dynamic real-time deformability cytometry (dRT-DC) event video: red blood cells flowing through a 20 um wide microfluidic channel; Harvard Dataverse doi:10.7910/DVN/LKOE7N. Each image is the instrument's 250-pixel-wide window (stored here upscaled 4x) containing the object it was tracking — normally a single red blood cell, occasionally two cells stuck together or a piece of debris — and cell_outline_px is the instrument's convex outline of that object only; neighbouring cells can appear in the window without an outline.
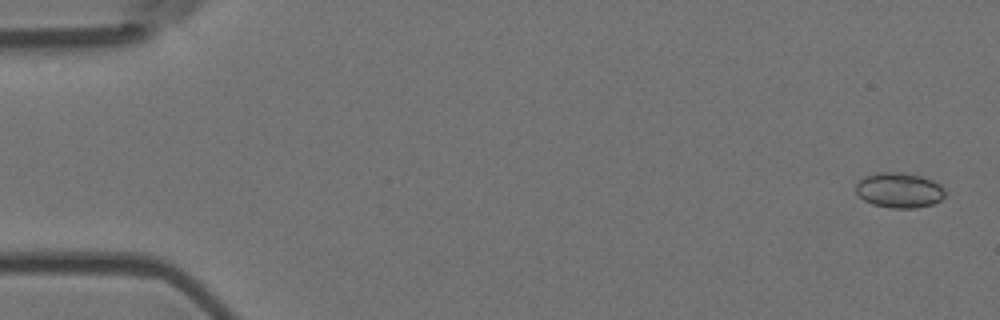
{"species": "Egyptian fruit bat (a non-hibernating species)", "species_latin": "Rousettus aegyptiacus", "temperature_condition": "room temperature", "stored_images_in_passage": 5, "camera_frame_rate_fps": 3000, "um_per_image_px": 0.085, "animal": {"sex": "female"}, "frame": {"image": 1, "passage_image": 1, "time_ms": 0.0, "image_size_px": [1000, 320], "cell_outline_px": [[944, 196], [940, 200], [932, 204], [916, 208], [892, 208], [872, 204], [864, 200], [856, 192], [856, 184], [864, 176], [880, 172], [904, 172], [920, 176], [932, 180], [940, 184], [944, 188]], "centroid_in_image_um": [76.43, 16.16], "position_along_channel_um": 8.6, "area_um2": 18.26}}
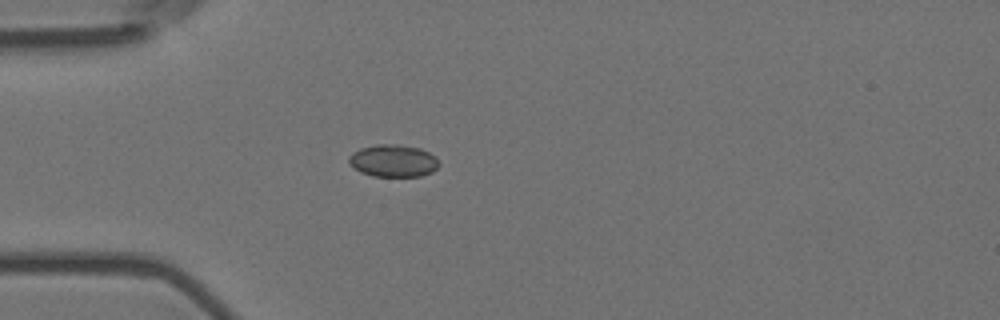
{"frame": {"image": 2, "passage_image": 5, "time_ms": 1.333, "image_size_px": [1000, 320], "cell_outline_px": [[440, 164], [432, 172], [420, 176], [372, 176], [360, 172], [348, 160], [348, 156], [352, 152], [360, 148], [376, 144], [400, 144], [420, 148], [436, 156]], "centroid_in_image_um": [33.44, 13.65], "position_along_channel_um": 51.6, "area_um2": 17.05}}